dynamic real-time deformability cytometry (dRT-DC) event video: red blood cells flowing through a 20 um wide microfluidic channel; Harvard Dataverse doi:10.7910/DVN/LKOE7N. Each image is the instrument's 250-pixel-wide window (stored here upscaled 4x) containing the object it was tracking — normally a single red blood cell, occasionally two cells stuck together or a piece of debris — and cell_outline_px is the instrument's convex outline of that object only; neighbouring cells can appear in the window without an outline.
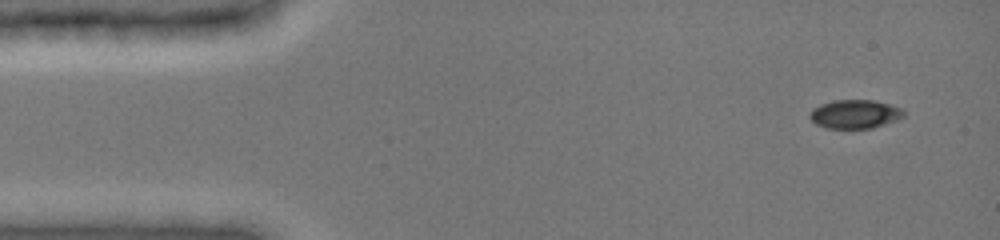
{"species": "common noctule bat (a hibernating species)", "species_latin": "Nyctalus noctula", "temperature_condition": "cold", "stored_images_in_passage": 5, "camera_frame_rate_fps": 3000, "um_per_image_px": 0.085, "animal": {"sex": "female", "body_mass_g": 19.0, "forearm_length_mm": 51.5}, "frame": {"image": 1, "passage_image": 1, "time_ms": 0.0, "image_size_px": [1000, 240], "cell_outline_px": [[904, 116], [896, 120], [872, 128], [828, 128], [816, 124], [808, 116], [808, 112], [812, 108], [820, 104], [832, 100], [872, 100], [888, 104], [900, 108], [904, 112]], "centroid_in_image_um": [72.61, 9.69], "position_along_channel_um": 12.4, "area_um2": 15.66}}
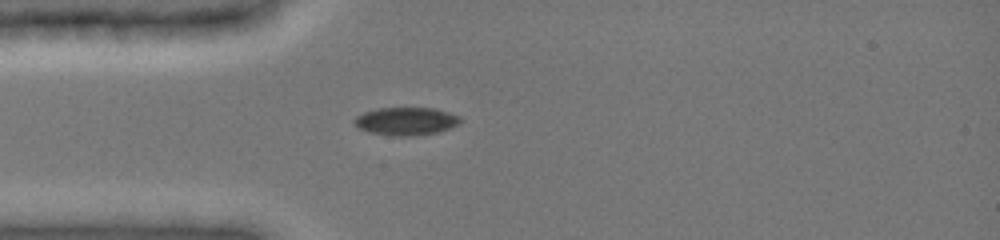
{"frame": {"image": 2, "passage_image": 5, "time_ms": 3.333, "image_size_px": [1000, 240], "cell_outline_px": [[460, 124], [440, 132], [412, 136], [392, 136], [368, 132], [352, 124], [352, 120], [356, 116], [364, 112], [376, 108], [436, 108], [460, 116]], "centroid_in_image_um": [34.5, 10.31], "position_along_channel_um": 50.5, "area_um2": 17.51}}